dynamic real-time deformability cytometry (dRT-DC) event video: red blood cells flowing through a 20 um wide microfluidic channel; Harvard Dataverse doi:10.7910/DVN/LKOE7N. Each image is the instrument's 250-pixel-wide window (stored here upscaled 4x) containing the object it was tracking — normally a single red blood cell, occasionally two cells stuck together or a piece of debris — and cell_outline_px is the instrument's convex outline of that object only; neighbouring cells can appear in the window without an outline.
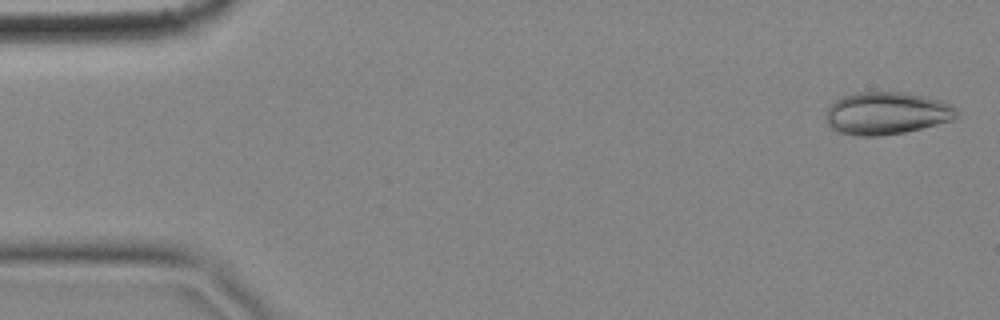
{"species": "common noctule bat (a hibernating species)", "species_latin": "Nyctalus noctula", "temperature_condition": "cold", "stored_images_in_passage": 3, "camera_frame_rate_fps": 3000, "um_per_image_px": 0.085, "animal": {"sex": "female", "body_mass_g": 18.4}, "frame": {"image": 1, "passage_image": 1, "time_ms": 0.0, "image_size_px": [1000, 320], "cell_outline_px": [[960, 112], [952, 120], [904, 132], [880, 136], [856, 136], [840, 132], [832, 128], [828, 124], [824, 116], [828, 108], [836, 100], [844, 96], [856, 92], [904, 92], [924, 96], [940, 100], [952, 104]], "centroid_in_image_um": [75.36, 9.62], "position_along_channel_um": 9.6, "area_um2": 32.37}}